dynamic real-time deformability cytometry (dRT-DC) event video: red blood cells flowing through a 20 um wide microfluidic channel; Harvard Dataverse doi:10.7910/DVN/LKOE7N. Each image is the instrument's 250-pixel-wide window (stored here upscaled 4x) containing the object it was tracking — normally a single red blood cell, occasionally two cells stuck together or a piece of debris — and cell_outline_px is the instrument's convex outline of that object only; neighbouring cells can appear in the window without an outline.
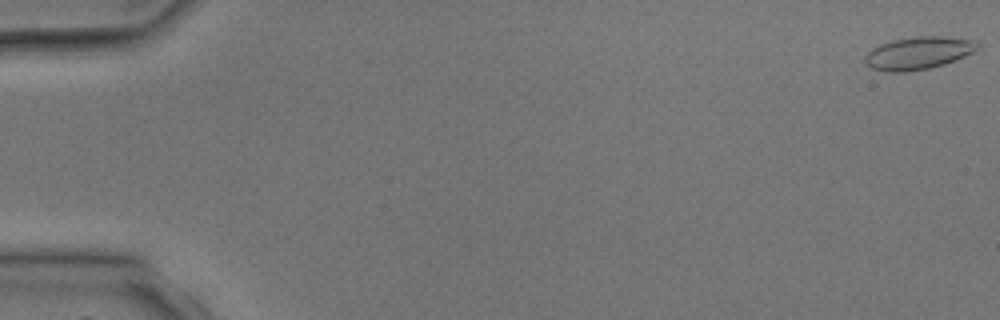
{"species": "common noctule bat (a hibernating species)", "species_latin": "Nyctalus noctula", "temperature_condition": "room temperature", "stored_images_in_passage": 5, "camera_frame_rate_fps": 3000, "um_per_image_px": 0.085, "animal": {"sex": "male", "body_mass_g": 17.9, "forearm_length_mm": 54.2}, "frame": {"image": 1, "passage_image": 1, "time_ms": 0.0, "image_size_px": [1000, 320], "cell_outline_px": [[980, 48], [964, 56], [944, 64], [928, 68], [908, 72], [884, 72], [872, 68], [864, 64], [864, 56], [872, 48], [880, 44], [892, 40], [912, 36], [940, 36], [976, 40], [980, 44]], "centroid_in_image_um": [78.03, 4.51], "position_along_channel_um": 7.0, "area_um2": 21.62}}